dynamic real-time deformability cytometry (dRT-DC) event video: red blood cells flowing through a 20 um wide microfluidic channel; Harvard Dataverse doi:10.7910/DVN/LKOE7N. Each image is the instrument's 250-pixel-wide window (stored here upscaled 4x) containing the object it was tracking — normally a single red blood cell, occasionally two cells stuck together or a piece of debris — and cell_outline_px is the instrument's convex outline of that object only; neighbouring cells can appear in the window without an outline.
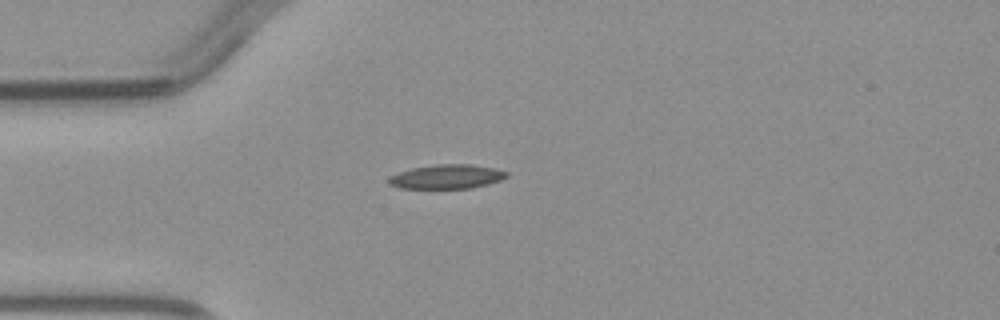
{"species": "common noctule bat (a hibernating species)", "species_latin": "Nyctalus noctula", "temperature_condition": "warm", "stored_images_in_passage": 1, "camera_frame_rate_fps": 3000, "um_per_image_px": 0.085, "animal": {"sex": "male", "body_mass_g": 23.1, "forearm_length_mm": 52.7}, "frame": {"image": 1, "passage_image": 1, "time_ms": 0.0, "image_size_px": [1000, 320], "cell_outline_px": [[508, 176], [500, 180], [488, 184], [472, 188], [400, 188], [388, 184], [388, 180], [392, 176], [400, 172], [412, 168], [436, 164], [468, 164], [492, 168], [508, 172]], "centroid_in_image_um": [37.98, 15.02], "position_along_channel_um": 47.0, "area_um2": 16.42}}